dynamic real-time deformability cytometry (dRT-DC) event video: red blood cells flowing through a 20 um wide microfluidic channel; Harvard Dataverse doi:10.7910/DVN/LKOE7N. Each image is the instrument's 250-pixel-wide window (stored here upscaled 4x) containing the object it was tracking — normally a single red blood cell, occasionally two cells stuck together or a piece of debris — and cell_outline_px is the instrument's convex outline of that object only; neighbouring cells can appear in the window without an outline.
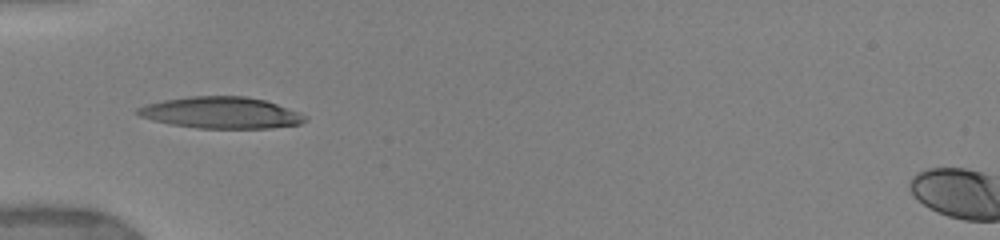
{"species": "human", "species_latin": "Homo sapiens", "temperature_condition": "warm", "stored_images_in_passage": 2, "camera_frame_rate_fps": 3000, "um_per_image_px": 0.085, "donor": {"sex": "female"}, "frame": {"image": 1, "passage_image": 1, "time_ms": 0.0, "image_size_px": [1000, 240], "cell_outline_px": [[308, 120], [300, 124], [272, 128], [196, 128], [172, 124], [152, 120], [140, 116], [136, 112], [136, 108], [144, 104], [164, 100], [192, 96], [244, 96], [264, 100], [300, 112], [308, 116]], "centroid_in_image_um": [18.81, 9.58], "position_along_channel_um": 66.2, "area_um2": 30.75}}